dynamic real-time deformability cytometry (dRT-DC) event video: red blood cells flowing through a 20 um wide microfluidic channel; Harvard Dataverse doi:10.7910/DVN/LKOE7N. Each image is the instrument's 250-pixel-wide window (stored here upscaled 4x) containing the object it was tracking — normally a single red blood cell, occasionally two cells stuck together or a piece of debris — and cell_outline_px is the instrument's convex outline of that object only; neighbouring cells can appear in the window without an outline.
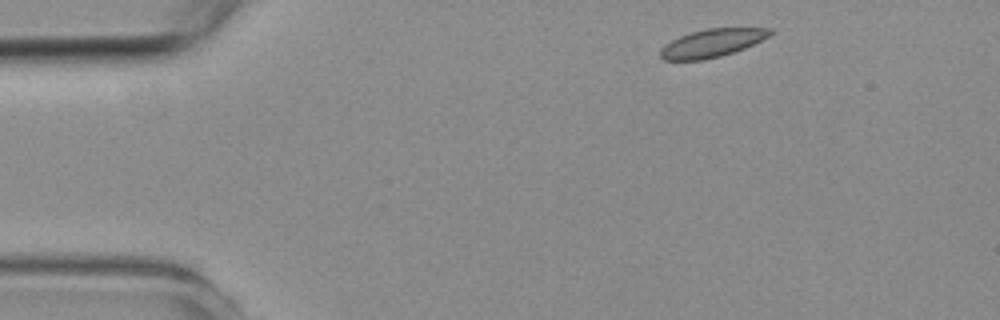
{"species": "common noctule bat (a hibernating species)", "species_latin": "Nyctalus noctula", "temperature_condition": "room temperature", "stored_images_in_passage": 3, "camera_frame_rate_fps": 3000, "um_per_image_px": 0.085, "animal": {"sex": "female", "body_mass_g": 19.3, "forearm_length_mm": 54.1}, "frame": {"image": 1, "passage_image": 1, "time_ms": 0.0, "image_size_px": [1000, 320], "cell_outline_px": [[776, 32], [744, 48], [720, 56], [704, 60], [664, 60], [660, 56], [660, 52], [672, 40], [680, 36], [692, 32], [708, 28], [772, 28]], "centroid_in_image_um": [60.56, 3.65], "position_along_channel_um": 24.4, "area_um2": 17.57}}